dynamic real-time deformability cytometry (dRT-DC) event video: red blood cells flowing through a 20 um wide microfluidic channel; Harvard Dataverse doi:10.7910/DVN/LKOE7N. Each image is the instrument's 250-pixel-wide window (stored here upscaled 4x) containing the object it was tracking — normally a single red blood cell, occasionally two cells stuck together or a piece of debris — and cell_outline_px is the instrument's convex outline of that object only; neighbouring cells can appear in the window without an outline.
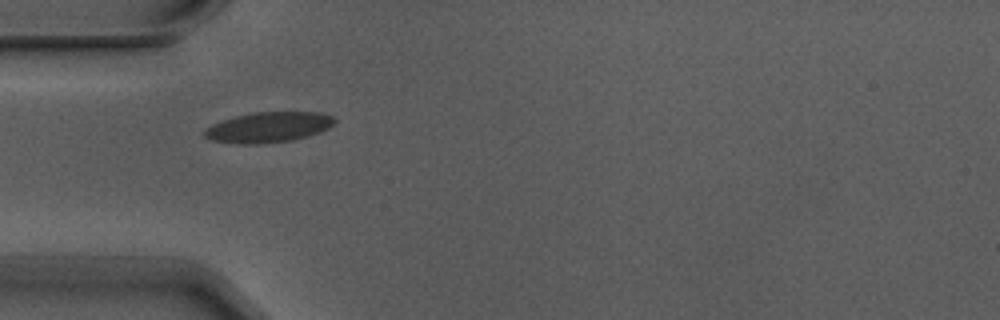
{"species": "Egyptian fruit bat (a non-hibernating species)", "species_latin": "Rousettus aegyptiacus", "temperature_condition": "warm", "stored_images_in_passage": 1, "camera_frame_rate_fps": 3000, "um_per_image_px": 0.085, "animal": {"sex": "male"}, "frame": {"image": 1, "passage_image": 1, "time_ms": 0.0, "image_size_px": [1000, 320], "cell_outline_px": [[336, 120], [328, 128], [308, 136], [292, 140], [260, 144], [244, 144], [212, 140], [204, 136], [204, 132], [212, 124], [236, 116], [252, 112], [316, 112], [332, 116]], "centroid_in_image_um": [22.82, 10.81], "position_along_channel_um": 62.2, "area_um2": 22.72}}